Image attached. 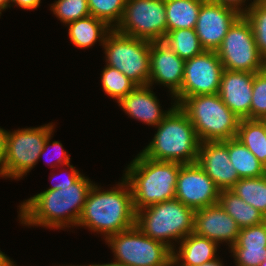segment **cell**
Returning <instances> with one entry per match:
<instances>
[{
	"label": "cell",
	"mask_w": 266,
	"mask_h": 266,
	"mask_svg": "<svg viewBox=\"0 0 266 266\" xmlns=\"http://www.w3.org/2000/svg\"><path fill=\"white\" fill-rule=\"evenodd\" d=\"M230 252L236 266H260L266 259V221L240 229Z\"/></svg>",
	"instance_id": "obj_20"
},
{
	"label": "cell",
	"mask_w": 266,
	"mask_h": 266,
	"mask_svg": "<svg viewBox=\"0 0 266 266\" xmlns=\"http://www.w3.org/2000/svg\"><path fill=\"white\" fill-rule=\"evenodd\" d=\"M219 244L192 232L173 250L172 266H199L217 258ZM181 262V263H180Z\"/></svg>",
	"instance_id": "obj_21"
},
{
	"label": "cell",
	"mask_w": 266,
	"mask_h": 266,
	"mask_svg": "<svg viewBox=\"0 0 266 266\" xmlns=\"http://www.w3.org/2000/svg\"><path fill=\"white\" fill-rule=\"evenodd\" d=\"M179 107L187 114L200 142L225 141L237 136L240 118L218 93L187 97Z\"/></svg>",
	"instance_id": "obj_6"
},
{
	"label": "cell",
	"mask_w": 266,
	"mask_h": 266,
	"mask_svg": "<svg viewBox=\"0 0 266 266\" xmlns=\"http://www.w3.org/2000/svg\"><path fill=\"white\" fill-rule=\"evenodd\" d=\"M162 42L184 60L191 59L204 51L195 29L169 31Z\"/></svg>",
	"instance_id": "obj_28"
},
{
	"label": "cell",
	"mask_w": 266,
	"mask_h": 266,
	"mask_svg": "<svg viewBox=\"0 0 266 266\" xmlns=\"http://www.w3.org/2000/svg\"><path fill=\"white\" fill-rule=\"evenodd\" d=\"M101 84L106 95L118 103L137 85L119 70L106 65L101 74Z\"/></svg>",
	"instance_id": "obj_29"
},
{
	"label": "cell",
	"mask_w": 266,
	"mask_h": 266,
	"mask_svg": "<svg viewBox=\"0 0 266 266\" xmlns=\"http://www.w3.org/2000/svg\"><path fill=\"white\" fill-rule=\"evenodd\" d=\"M210 1L217 4H221L222 6L230 7L236 10L240 15H244L253 4V2L252 3L250 2L248 6L246 5V7H243L245 6L246 0H210Z\"/></svg>",
	"instance_id": "obj_35"
},
{
	"label": "cell",
	"mask_w": 266,
	"mask_h": 266,
	"mask_svg": "<svg viewBox=\"0 0 266 266\" xmlns=\"http://www.w3.org/2000/svg\"><path fill=\"white\" fill-rule=\"evenodd\" d=\"M194 221L195 210L173 199L138 210L135 225L146 236L175 250L172 241L179 243L194 232Z\"/></svg>",
	"instance_id": "obj_5"
},
{
	"label": "cell",
	"mask_w": 266,
	"mask_h": 266,
	"mask_svg": "<svg viewBox=\"0 0 266 266\" xmlns=\"http://www.w3.org/2000/svg\"><path fill=\"white\" fill-rule=\"evenodd\" d=\"M260 266H266V259L260 264Z\"/></svg>",
	"instance_id": "obj_43"
},
{
	"label": "cell",
	"mask_w": 266,
	"mask_h": 266,
	"mask_svg": "<svg viewBox=\"0 0 266 266\" xmlns=\"http://www.w3.org/2000/svg\"><path fill=\"white\" fill-rule=\"evenodd\" d=\"M223 70L216 51L204 50L201 54L185 60L182 86L173 98L176 105L190 96L217 94Z\"/></svg>",
	"instance_id": "obj_12"
},
{
	"label": "cell",
	"mask_w": 266,
	"mask_h": 266,
	"mask_svg": "<svg viewBox=\"0 0 266 266\" xmlns=\"http://www.w3.org/2000/svg\"><path fill=\"white\" fill-rule=\"evenodd\" d=\"M182 165L153 160L139 152L123 174L132 191L135 212L175 199L177 175Z\"/></svg>",
	"instance_id": "obj_3"
},
{
	"label": "cell",
	"mask_w": 266,
	"mask_h": 266,
	"mask_svg": "<svg viewBox=\"0 0 266 266\" xmlns=\"http://www.w3.org/2000/svg\"><path fill=\"white\" fill-rule=\"evenodd\" d=\"M114 260L127 266H172L173 250L143 234L137 226L110 235L106 240Z\"/></svg>",
	"instance_id": "obj_8"
},
{
	"label": "cell",
	"mask_w": 266,
	"mask_h": 266,
	"mask_svg": "<svg viewBox=\"0 0 266 266\" xmlns=\"http://www.w3.org/2000/svg\"><path fill=\"white\" fill-rule=\"evenodd\" d=\"M239 16L240 14L230 7L206 0L201 5L195 27L203 49L216 51L228 29Z\"/></svg>",
	"instance_id": "obj_14"
},
{
	"label": "cell",
	"mask_w": 266,
	"mask_h": 266,
	"mask_svg": "<svg viewBox=\"0 0 266 266\" xmlns=\"http://www.w3.org/2000/svg\"><path fill=\"white\" fill-rule=\"evenodd\" d=\"M106 65L113 67L137 86L149 84L150 42L127 36L112 29L104 44Z\"/></svg>",
	"instance_id": "obj_7"
},
{
	"label": "cell",
	"mask_w": 266,
	"mask_h": 266,
	"mask_svg": "<svg viewBox=\"0 0 266 266\" xmlns=\"http://www.w3.org/2000/svg\"><path fill=\"white\" fill-rule=\"evenodd\" d=\"M68 167L70 168L71 171L68 173L67 178L55 184L54 186H51L47 190H56V189H61V187L70 186L73 183H75L83 175L77 169H75L73 165L69 164Z\"/></svg>",
	"instance_id": "obj_36"
},
{
	"label": "cell",
	"mask_w": 266,
	"mask_h": 266,
	"mask_svg": "<svg viewBox=\"0 0 266 266\" xmlns=\"http://www.w3.org/2000/svg\"><path fill=\"white\" fill-rule=\"evenodd\" d=\"M52 123L39 127L7 131L4 178L21 179L37 165L48 136L53 133ZM12 132V133H11Z\"/></svg>",
	"instance_id": "obj_9"
},
{
	"label": "cell",
	"mask_w": 266,
	"mask_h": 266,
	"mask_svg": "<svg viewBox=\"0 0 266 266\" xmlns=\"http://www.w3.org/2000/svg\"><path fill=\"white\" fill-rule=\"evenodd\" d=\"M206 0H165L167 32L195 29L201 5Z\"/></svg>",
	"instance_id": "obj_23"
},
{
	"label": "cell",
	"mask_w": 266,
	"mask_h": 266,
	"mask_svg": "<svg viewBox=\"0 0 266 266\" xmlns=\"http://www.w3.org/2000/svg\"><path fill=\"white\" fill-rule=\"evenodd\" d=\"M93 184L83 174L70 186L34 195L18 206L20 223L49 229L76 227Z\"/></svg>",
	"instance_id": "obj_1"
},
{
	"label": "cell",
	"mask_w": 266,
	"mask_h": 266,
	"mask_svg": "<svg viewBox=\"0 0 266 266\" xmlns=\"http://www.w3.org/2000/svg\"><path fill=\"white\" fill-rule=\"evenodd\" d=\"M240 228L236 221L225 212L219 203L195 210L194 233L233 246Z\"/></svg>",
	"instance_id": "obj_17"
},
{
	"label": "cell",
	"mask_w": 266,
	"mask_h": 266,
	"mask_svg": "<svg viewBox=\"0 0 266 266\" xmlns=\"http://www.w3.org/2000/svg\"><path fill=\"white\" fill-rule=\"evenodd\" d=\"M115 30L149 42L162 41L167 34L165 0H126Z\"/></svg>",
	"instance_id": "obj_11"
},
{
	"label": "cell",
	"mask_w": 266,
	"mask_h": 266,
	"mask_svg": "<svg viewBox=\"0 0 266 266\" xmlns=\"http://www.w3.org/2000/svg\"><path fill=\"white\" fill-rule=\"evenodd\" d=\"M216 53L225 70L257 73L266 69L252 27L244 15L230 26Z\"/></svg>",
	"instance_id": "obj_10"
},
{
	"label": "cell",
	"mask_w": 266,
	"mask_h": 266,
	"mask_svg": "<svg viewBox=\"0 0 266 266\" xmlns=\"http://www.w3.org/2000/svg\"><path fill=\"white\" fill-rule=\"evenodd\" d=\"M197 163L220 191L231 190L240 179L229 160L228 140L200 142Z\"/></svg>",
	"instance_id": "obj_15"
},
{
	"label": "cell",
	"mask_w": 266,
	"mask_h": 266,
	"mask_svg": "<svg viewBox=\"0 0 266 266\" xmlns=\"http://www.w3.org/2000/svg\"><path fill=\"white\" fill-rule=\"evenodd\" d=\"M220 190L198 163L183 164L177 175L175 199L194 210L215 205Z\"/></svg>",
	"instance_id": "obj_13"
},
{
	"label": "cell",
	"mask_w": 266,
	"mask_h": 266,
	"mask_svg": "<svg viewBox=\"0 0 266 266\" xmlns=\"http://www.w3.org/2000/svg\"><path fill=\"white\" fill-rule=\"evenodd\" d=\"M11 0H0V9L3 11L11 7Z\"/></svg>",
	"instance_id": "obj_42"
},
{
	"label": "cell",
	"mask_w": 266,
	"mask_h": 266,
	"mask_svg": "<svg viewBox=\"0 0 266 266\" xmlns=\"http://www.w3.org/2000/svg\"><path fill=\"white\" fill-rule=\"evenodd\" d=\"M66 26L72 44L80 49L92 47L97 40L103 45L107 34L112 30L104 21L91 15Z\"/></svg>",
	"instance_id": "obj_22"
},
{
	"label": "cell",
	"mask_w": 266,
	"mask_h": 266,
	"mask_svg": "<svg viewBox=\"0 0 266 266\" xmlns=\"http://www.w3.org/2000/svg\"><path fill=\"white\" fill-rule=\"evenodd\" d=\"M236 138L266 167V120L240 119Z\"/></svg>",
	"instance_id": "obj_26"
},
{
	"label": "cell",
	"mask_w": 266,
	"mask_h": 266,
	"mask_svg": "<svg viewBox=\"0 0 266 266\" xmlns=\"http://www.w3.org/2000/svg\"><path fill=\"white\" fill-rule=\"evenodd\" d=\"M64 266V265H63ZM66 266H69V265H66ZM70 266H75V265H70ZM76 266H79V265H76ZM81 266V265H80ZM82 266H86V265H82Z\"/></svg>",
	"instance_id": "obj_44"
},
{
	"label": "cell",
	"mask_w": 266,
	"mask_h": 266,
	"mask_svg": "<svg viewBox=\"0 0 266 266\" xmlns=\"http://www.w3.org/2000/svg\"><path fill=\"white\" fill-rule=\"evenodd\" d=\"M13 263L14 261L0 250V266H11Z\"/></svg>",
	"instance_id": "obj_39"
},
{
	"label": "cell",
	"mask_w": 266,
	"mask_h": 266,
	"mask_svg": "<svg viewBox=\"0 0 266 266\" xmlns=\"http://www.w3.org/2000/svg\"><path fill=\"white\" fill-rule=\"evenodd\" d=\"M244 16L252 27L257 48L266 62V0H253Z\"/></svg>",
	"instance_id": "obj_30"
},
{
	"label": "cell",
	"mask_w": 266,
	"mask_h": 266,
	"mask_svg": "<svg viewBox=\"0 0 266 266\" xmlns=\"http://www.w3.org/2000/svg\"><path fill=\"white\" fill-rule=\"evenodd\" d=\"M14 6L17 5L21 9L34 10L37 9L41 3V0H11Z\"/></svg>",
	"instance_id": "obj_38"
},
{
	"label": "cell",
	"mask_w": 266,
	"mask_h": 266,
	"mask_svg": "<svg viewBox=\"0 0 266 266\" xmlns=\"http://www.w3.org/2000/svg\"><path fill=\"white\" fill-rule=\"evenodd\" d=\"M159 103L149 84L137 86L118 102L128 116L153 127H156L176 106L173 102L171 108L163 111Z\"/></svg>",
	"instance_id": "obj_19"
},
{
	"label": "cell",
	"mask_w": 266,
	"mask_h": 266,
	"mask_svg": "<svg viewBox=\"0 0 266 266\" xmlns=\"http://www.w3.org/2000/svg\"><path fill=\"white\" fill-rule=\"evenodd\" d=\"M86 266H127L125 264H120L117 261H113L111 263H104V264H89Z\"/></svg>",
	"instance_id": "obj_41"
},
{
	"label": "cell",
	"mask_w": 266,
	"mask_h": 266,
	"mask_svg": "<svg viewBox=\"0 0 266 266\" xmlns=\"http://www.w3.org/2000/svg\"><path fill=\"white\" fill-rule=\"evenodd\" d=\"M199 266H224V264L221 261V259L220 258L218 259V257H217L214 260L206 262V263H203V264H201Z\"/></svg>",
	"instance_id": "obj_40"
},
{
	"label": "cell",
	"mask_w": 266,
	"mask_h": 266,
	"mask_svg": "<svg viewBox=\"0 0 266 266\" xmlns=\"http://www.w3.org/2000/svg\"><path fill=\"white\" fill-rule=\"evenodd\" d=\"M185 60L173 52L164 42H150V78L152 87L159 83L169 88L171 98L181 89ZM155 82V83H154Z\"/></svg>",
	"instance_id": "obj_16"
},
{
	"label": "cell",
	"mask_w": 266,
	"mask_h": 266,
	"mask_svg": "<svg viewBox=\"0 0 266 266\" xmlns=\"http://www.w3.org/2000/svg\"><path fill=\"white\" fill-rule=\"evenodd\" d=\"M51 135H53V133L48 136V138L46 139V141L44 143L43 150L41 151V153L39 155V160H40V158L43 155H46V151L48 149H50L48 147L50 146V140L52 138ZM51 145L52 146H50V147L54 148L55 149V152L56 151L58 152L57 158L55 157L56 158V162H54V164H51V167H56V166L59 167L61 164L68 166L70 164V156L68 155V153L66 152V150H64V148L62 147L63 145L61 144V142L60 141H52V144ZM50 162H52V160H50Z\"/></svg>",
	"instance_id": "obj_34"
},
{
	"label": "cell",
	"mask_w": 266,
	"mask_h": 266,
	"mask_svg": "<svg viewBox=\"0 0 266 266\" xmlns=\"http://www.w3.org/2000/svg\"><path fill=\"white\" fill-rule=\"evenodd\" d=\"M95 183L90 188L77 227H87L101 233L105 240L113 234L135 226L136 212L132 191L128 181L121 182L109 190H102Z\"/></svg>",
	"instance_id": "obj_2"
},
{
	"label": "cell",
	"mask_w": 266,
	"mask_h": 266,
	"mask_svg": "<svg viewBox=\"0 0 266 266\" xmlns=\"http://www.w3.org/2000/svg\"><path fill=\"white\" fill-rule=\"evenodd\" d=\"M90 15L104 21L110 28L115 29L120 23L126 0H87Z\"/></svg>",
	"instance_id": "obj_31"
},
{
	"label": "cell",
	"mask_w": 266,
	"mask_h": 266,
	"mask_svg": "<svg viewBox=\"0 0 266 266\" xmlns=\"http://www.w3.org/2000/svg\"><path fill=\"white\" fill-rule=\"evenodd\" d=\"M250 119L266 120V69L253 78Z\"/></svg>",
	"instance_id": "obj_33"
},
{
	"label": "cell",
	"mask_w": 266,
	"mask_h": 266,
	"mask_svg": "<svg viewBox=\"0 0 266 266\" xmlns=\"http://www.w3.org/2000/svg\"><path fill=\"white\" fill-rule=\"evenodd\" d=\"M50 9L64 25L90 16L87 0H57Z\"/></svg>",
	"instance_id": "obj_32"
},
{
	"label": "cell",
	"mask_w": 266,
	"mask_h": 266,
	"mask_svg": "<svg viewBox=\"0 0 266 266\" xmlns=\"http://www.w3.org/2000/svg\"><path fill=\"white\" fill-rule=\"evenodd\" d=\"M229 160L237 170L239 178L259 177L266 175V167L238 139H228Z\"/></svg>",
	"instance_id": "obj_25"
},
{
	"label": "cell",
	"mask_w": 266,
	"mask_h": 266,
	"mask_svg": "<svg viewBox=\"0 0 266 266\" xmlns=\"http://www.w3.org/2000/svg\"><path fill=\"white\" fill-rule=\"evenodd\" d=\"M218 203L236 221L240 229L266 221L263 213L243 201L231 190L220 191Z\"/></svg>",
	"instance_id": "obj_24"
},
{
	"label": "cell",
	"mask_w": 266,
	"mask_h": 266,
	"mask_svg": "<svg viewBox=\"0 0 266 266\" xmlns=\"http://www.w3.org/2000/svg\"><path fill=\"white\" fill-rule=\"evenodd\" d=\"M157 132L141 153L157 161L197 163L200 141L187 114L176 105L156 126Z\"/></svg>",
	"instance_id": "obj_4"
},
{
	"label": "cell",
	"mask_w": 266,
	"mask_h": 266,
	"mask_svg": "<svg viewBox=\"0 0 266 266\" xmlns=\"http://www.w3.org/2000/svg\"><path fill=\"white\" fill-rule=\"evenodd\" d=\"M231 191L266 217V175L240 178Z\"/></svg>",
	"instance_id": "obj_27"
},
{
	"label": "cell",
	"mask_w": 266,
	"mask_h": 266,
	"mask_svg": "<svg viewBox=\"0 0 266 266\" xmlns=\"http://www.w3.org/2000/svg\"><path fill=\"white\" fill-rule=\"evenodd\" d=\"M255 73L223 70L219 96L240 119H250Z\"/></svg>",
	"instance_id": "obj_18"
},
{
	"label": "cell",
	"mask_w": 266,
	"mask_h": 266,
	"mask_svg": "<svg viewBox=\"0 0 266 266\" xmlns=\"http://www.w3.org/2000/svg\"><path fill=\"white\" fill-rule=\"evenodd\" d=\"M7 130L0 128V176L4 178V159Z\"/></svg>",
	"instance_id": "obj_37"
}]
</instances>
